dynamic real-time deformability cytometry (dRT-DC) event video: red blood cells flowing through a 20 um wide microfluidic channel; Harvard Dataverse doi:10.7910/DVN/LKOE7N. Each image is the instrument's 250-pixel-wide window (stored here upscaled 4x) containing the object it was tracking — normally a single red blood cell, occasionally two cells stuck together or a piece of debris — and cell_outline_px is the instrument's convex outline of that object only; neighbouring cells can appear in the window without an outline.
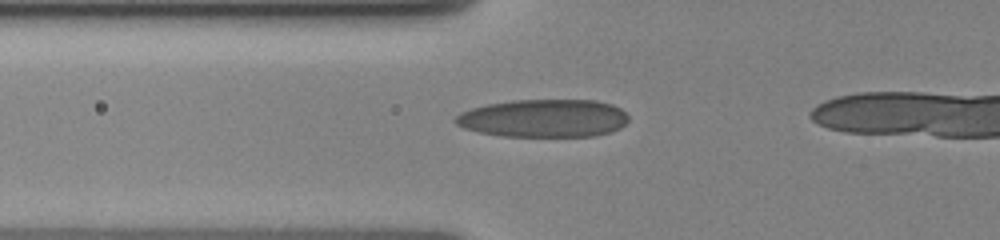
{"species": "human", "species_latin": "Homo sapiens", "temperature_condition": "cold", "stored_images_in_passage": 16, "camera_frame_rate_fps": 3000, "um_per_image_px": 0.085, "donor": {"sex": "female"}, "frame": {"image": 1, "passage_image": 14, "time_ms": 5.667, "image_size_px": [1000, 240], "cell_outline_px": [[628, 120], [620, 128], [596, 136], [504, 136], [480, 132], [464, 128], [456, 124], [452, 120], [460, 112], [472, 108], [488, 104], [512, 100], [596, 100], [612, 104], [620, 108], [628, 116]], "centroid_in_image_um": [46.21, 10.05], "position_along_channel_um": 79.6, "area_um2": 38.26}}
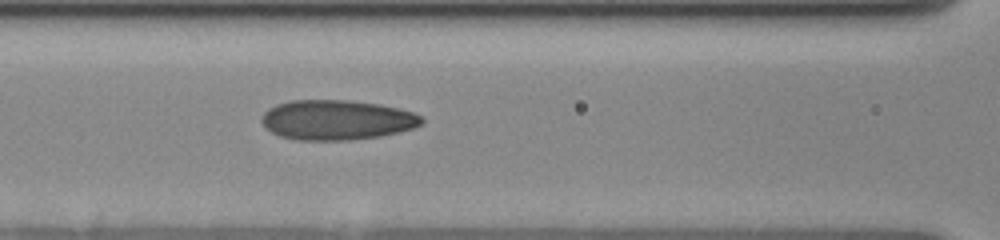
{"frame": {"image": 2, "passage_image": 16, "time_ms": 7.333, "image_size_px": [1000, 240], "cell_outline_px": [[424, 120], [420, 124], [412, 128], [380, 136], [352, 140], [296, 140], [280, 136], [264, 128], [260, 120], [260, 116], [268, 108], [276, 104], [288, 100], [348, 100], [380, 104], [412, 112], [420, 116]], "centroid_in_image_um": [28.54, 10.19], "position_along_channel_um": 138.1, "area_um2": 37.34}}